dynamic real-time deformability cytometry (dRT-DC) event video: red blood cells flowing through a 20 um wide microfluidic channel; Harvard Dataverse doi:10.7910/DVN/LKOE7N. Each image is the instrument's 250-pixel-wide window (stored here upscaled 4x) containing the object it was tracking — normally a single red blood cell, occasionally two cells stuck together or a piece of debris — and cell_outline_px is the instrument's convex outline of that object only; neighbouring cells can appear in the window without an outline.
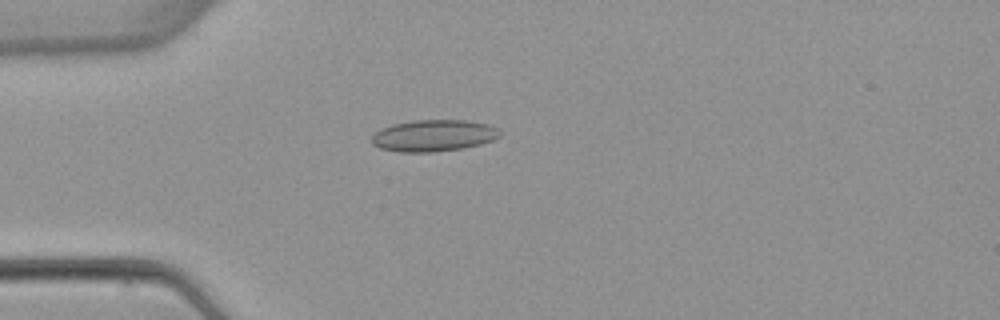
{"species": "common noctule bat (a hibernating species)", "species_latin": "Nyctalus noctula", "temperature_condition": "warm", "stored_images_in_passage": 1, "camera_frame_rate_fps": 3000, "um_per_image_px": 0.085, "animal": {"sex": "female", "body_mass_g": 22.7, "forearm_length_mm": 54.2}, "frame": {"image": 1, "passage_image": 1, "time_ms": 0.0, "image_size_px": [1000, 320], "cell_outline_px": [[500, 136], [492, 140], [480, 144], [464, 148], [432, 152], [400, 152], [380, 148], [372, 144], [372, 136], [376, 132], [392, 124], [412, 120], [464, 120], [488, 124], [496, 128], [500, 132]], "centroid_in_image_um": [36.85, 11.52], "position_along_channel_um": 48.2, "area_um2": 23.52}}